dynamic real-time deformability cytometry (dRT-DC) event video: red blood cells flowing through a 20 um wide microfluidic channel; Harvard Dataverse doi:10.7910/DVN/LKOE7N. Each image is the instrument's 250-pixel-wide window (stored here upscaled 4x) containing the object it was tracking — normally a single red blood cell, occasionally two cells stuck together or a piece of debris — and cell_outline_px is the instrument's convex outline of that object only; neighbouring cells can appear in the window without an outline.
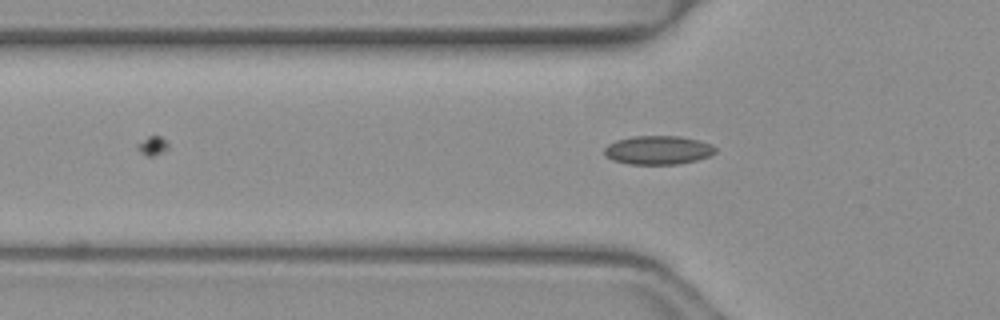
{"species": "common noctule bat (a hibernating species)", "species_latin": "Nyctalus noctula", "temperature_condition": "warm", "stored_images_in_passage": 48, "camera_frame_rate_fps": 3000, "um_per_image_px": 0.085, "animal": {"sex": "female", "body_mass_g": 19.3, "forearm_length_mm": 54.1}, "frame": {"image": 1, "passage_image": 16, "time_ms": 5.0, "image_size_px": [1000, 320], "cell_outline_px": [[716, 152], [708, 156], [696, 160], [676, 164], [628, 164], [612, 160], [604, 156], [604, 148], [608, 144], [616, 140], [632, 136], [680, 136], [712, 144], [716, 148]], "centroid_in_image_um": [55.89, 12.76], "position_along_channel_um": 69.9, "area_um2": 18.61}}
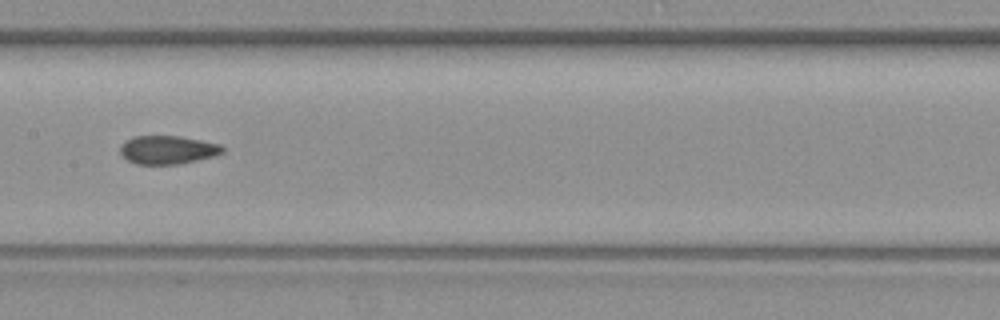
{"frame": {"image": 2, "passage_image": 25, "time_ms": 8.0, "image_size_px": [1000, 320], "cell_outline_px": [[224, 152], [216, 156], [180, 164], [136, 164], [128, 160], [120, 152], [120, 148], [128, 140], [136, 136], [180, 136], [220, 144], [224, 148]], "centroid_in_image_um": [14.31, 12.74], "position_along_channel_um": 193.1, "area_um2": 16.82}}
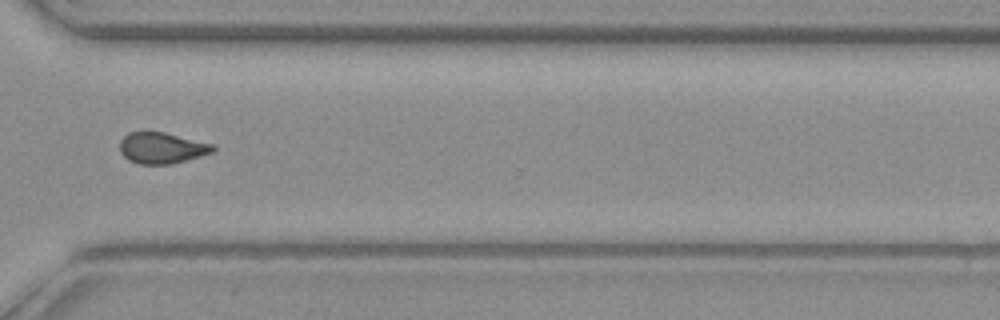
{"frame": {"image": 3, "passage_image": 37, "time_ms": 12.0, "image_size_px": [1000, 320], "cell_outline_px": [[216, 148], [212, 152], [200, 156], [172, 164], [140, 164], [128, 160], [120, 152], [120, 140], [128, 132], [164, 132], [216, 144]], "centroid_in_image_um": [13.77, 12.57], "position_along_channel_um": 356.8, "area_um2": 16.99}}